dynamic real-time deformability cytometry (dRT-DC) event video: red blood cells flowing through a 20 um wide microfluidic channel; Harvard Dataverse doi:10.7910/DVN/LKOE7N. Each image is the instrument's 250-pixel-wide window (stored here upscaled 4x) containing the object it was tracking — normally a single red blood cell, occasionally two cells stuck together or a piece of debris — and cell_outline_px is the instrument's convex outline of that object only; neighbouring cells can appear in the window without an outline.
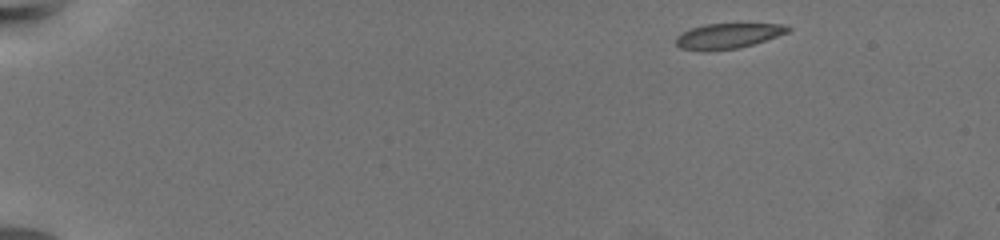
{"species": "common noctule bat (a hibernating species)", "species_latin": "Nyctalus noctula", "temperature_condition": "warm", "stored_images_in_passage": 57, "camera_frame_rate_fps": 3000, "um_per_image_px": 0.085, "animal": {"sex": "female", "body_mass_g": 19.5, "forearm_length_mm": 54.1}, "frame": {"image": 1, "passage_image": 1, "time_ms": 0.0, "image_size_px": [1000, 240], "cell_outline_px": [[792, 28], [788, 32], [752, 44], [736, 48], [708, 52], [704, 52], [680, 48], [676, 44], [676, 36], [692, 28], [704, 24], [784, 24]], "centroid_in_image_um": [61.83, 3.06], "position_along_channel_um": 23.2, "area_um2": 16.36}}
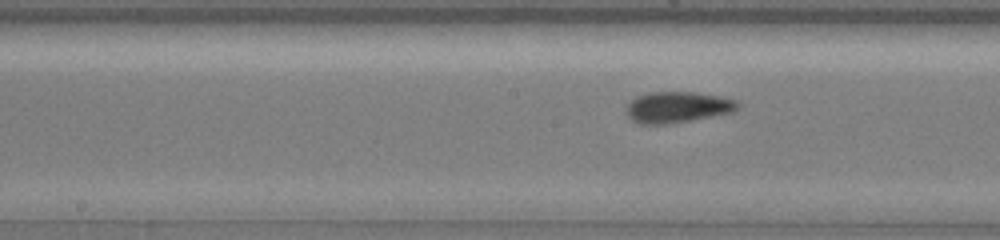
{"frame": {"image": 2, "passage_image": 28, "time_ms": 9.0, "image_size_px": [1000, 240], "cell_outline_px": [[740, 108], [732, 112], [692, 120], [668, 124], [636, 124], [628, 116], [628, 104], [636, 96], [648, 92], [692, 92], [720, 96], [736, 100], [740, 104]], "centroid_in_image_um": [57.6, 9.11], "position_along_channel_um": 190.6, "area_um2": 20.17}}
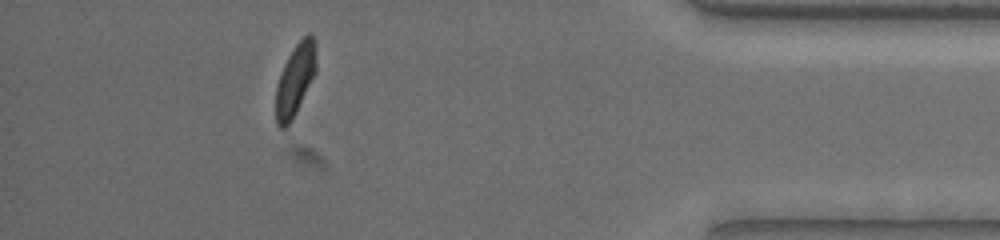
{"frame": {"image": 3, "passage_image": 51, "time_ms": 16.667, "image_size_px": [1000, 240], "cell_outline_px": [[316, 72], [292, 120], [284, 128], [280, 128], [276, 124], [276, 88], [284, 64], [288, 56], [296, 44], [308, 32], [312, 32], [316, 44]], "centroid_in_image_um": [25.11, 6.74], "position_along_channel_um": 410.1, "area_um2": 16.82}, "authors_computed_cell_mechanics": {"area_um2": 18.3804, "velocity_mm_per_s": 3.3583, "shape_relaxation_time_tau1_ms": 3.0199, "shape_relaxation_time_tau2_ms": 1.0086, "deformation_change_tau1": 0.1368, "deformation_change_tau2": 0.0539}}